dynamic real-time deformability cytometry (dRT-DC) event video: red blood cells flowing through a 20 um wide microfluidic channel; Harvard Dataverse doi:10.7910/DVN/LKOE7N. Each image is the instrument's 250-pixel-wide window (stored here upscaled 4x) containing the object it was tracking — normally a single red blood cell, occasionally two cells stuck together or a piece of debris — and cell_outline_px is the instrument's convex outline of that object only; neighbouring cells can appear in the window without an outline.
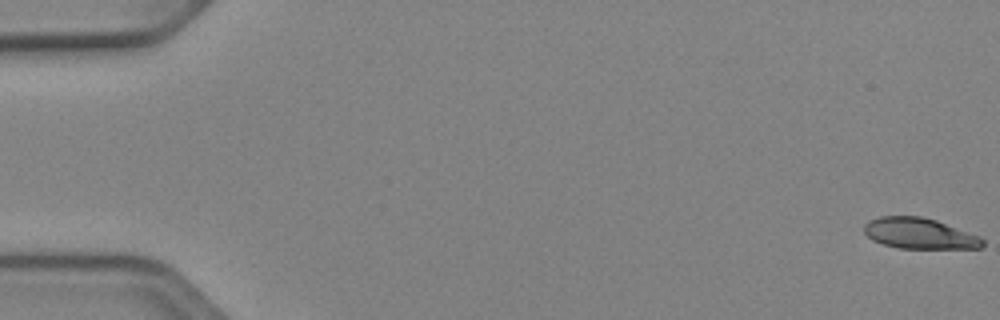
{"species": "Egyptian fruit bat (a non-hibernating species)", "species_latin": "Rousettus aegyptiacus", "temperature_condition": "cold", "stored_images_in_passage": 13, "camera_frame_rate_fps": 3000, "um_per_image_px": 0.085, "animal": {"sex": "female"}, "frame": {"image": 1, "passage_image": 1, "time_ms": 0.0, "image_size_px": [1000, 320], "cell_outline_px": [[984, 244], [980, 248], [900, 248], [884, 244], [872, 240], [864, 232], [864, 224], [868, 220], [880, 216], [920, 216], [936, 220], [980, 236], [984, 240]], "centroid_in_image_um": [78.14, 19.83], "position_along_channel_um": 6.9, "area_um2": 21.21}}